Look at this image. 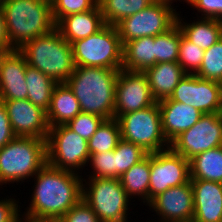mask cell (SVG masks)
<instances>
[{"mask_svg": "<svg viewBox=\"0 0 222 222\" xmlns=\"http://www.w3.org/2000/svg\"><path fill=\"white\" fill-rule=\"evenodd\" d=\"M32 198L21 217L60 220L82 199L83 176L45 164L34 176Z\"/></svg>", "mask_w": 222, "mask_h": 222, "instance_id": "1", "label": "cell"}, {"mask_svg": "<svg viewBox=\"0 0 222 222\" xmlns=\"http://www.w3.org/2000/svg\"><path fill=\"white\" fill-rule=\"evenodd\" d=\"M120 70L75 67L65 82L79 101L81 112L114 118L115 85Z\"/></svg>", "mask_w": 222, "mask_h": 222, "instance_id": "2", "label": "cell"}, {"mask_svg": "<svg viewBox=\"0 0 222 222\" xmlns=\"http://www.w3.org/2000/svg\"><path fill=\"white\" fill-rule=\"evenodd\" d=\"M9 43L14 49L55 28L51 0H0Z\"/></svg>", "mask_w": 222, "mask_h": 222, "instance_id": "3", "label": "cell"}, {"mask_svg": "<svg viewBox=\"0 0 222 222\" xmlns=\"http://www.w3.org/2000/svg\"><path fill=\"white\" fill-rule=\"evenodd\" d=\"M19 50L25 56L28 66L38 69L57 83H65L74 71L71 44L56 28L27 41Z\"/></svg>", "mask_w": 222, "mask_h": 222, "instance_id": "4", "label": "cell"}, {"mask_svg": "<svg viewBox=\"0 0 222 222\" xmlns=\"http://www.w3.org/2000/svg\"><path fill=\"white\" fill-rule=\"evenodd\" d=\"M46 163L45 139L15 137L0 149V185L34 178Z\"/></svg>", "mask_w": 222, "mask_h": 222, "instance_id": "5", "label": "cell"}, {"mask_svg": "<svg viewBox=\"0 0 222 222\" xmlns=\"http://www.w3.org/2000/svg\"><path fill=\"white\" fill-rule=\"evenodd\" d=\"M75 67L122 69L123 44L116 26L105 25L97 33L71 43Z\"/></svg>", "mask_w": 222, "mask_h": 222, "instance_id": "6", "label": "cell"}, {"mask_svg": "<svg viewBox=\"0 0 222 222\" xmlns=\"http://www.w3.org/2000/svg\"><path fill=\"white\" fill-rule=\"evenodd\" d=\"M82 183V200L101 222H129L128 208L131 201L119 179L87 178ZM88 184V185H87Z\"/></svg>", "mask_w": 222, "mask_h": 222, "instance_id": "7", "label": "cell"}, {"mask_svg": "<svg viewBox=\"0 0 222 222\" xmlns=\"http://www.w3.org/2000/svg\"><path fill=\"white\" fill-rule=\"evenodd\" d=\"M116 119L121 138L140 146L148 154L170 148L162 131L158 102L150 107L120 115Z\"/></svg>", "mask_w": 222, "mask_h": 222, "instance_id": "8", "label": "cell"}, {"mask_svg": "<svg viewBox=\"0 0 222 222\" xmlns=\"http://www.w3.org/2000/svg\"><path fill=\"white\" fill-rule=\"evenodd\" d=\"M47 164L80 174L89 163L88 141L66 124L50 127L46 139ZM78 170V171H77Z\"/></svg>", "mask_w": 222, "mask_h": 222, "instance_id": "9", "label": "cell"}, {"mask_svg": "<svg viewBox=\"0 0 222 222\" xmlns=\"http://www.w3.org/2000/svg\"><path fill=\"white\" fill-rule=\"evenodd\" d=\"M165 3H150L145 9L123 18L115 26L118 30L121 42L156 36L166 32L175 23L178 12Z\"/></svg>", "mask_w": 222, "mask_h": 222, "instance_id": "10", "label": "cell"}, {"mask_svg": "<svg viewBox=\"0 0 222 222\" xmlns=\"http://www.w3.org/2000/svg\"><path fill=\"white\" fill-rule=\"evenodd\" d=\"M222 145V113H206L191 128L177 136L170 148L190 160L201 152Z\"/></svg>", "mask_w": 222, "mask_h": 222, "instance_id": "11", "label": "cell"}, {"mask_svg": "<svg viewBox=\"0 0 222 222\" xmlns=\"http://www.w3.org/2000/svg\"><path fill=\"white\" fill-rule=\"evenodd\" d=\"M190 181L189 161L171 148L150 153L149 202L167 189Z\"/></svg>", "mask_w": 222, "mask_h": 222, "instance_id": "12", "label": "cell"}, {"mask_svg": "<svg viewBox=\"0 0 222 222\" xmlns=\"http://www.w3.org/2000/svg\"><path fill=\"white\" fill-rule=\"evenodd\" d=\"M169 99L194 107L203 114L222 113V84L186 74Z\"/></svg>", "mask_w": 222, "mask_h": 222, "instance_id": "13", "label": "cell"}, {"mask_svg": "<svg viewBox=\"0 0 222 222\" xmlns=\"http://www.w3.org/2000/svg\"><path fill=\"white\" fill-rule=\"evenodd\" d=\"M115 94L114 118L157 102L152 96L146 74L140 71L120 69Z\"/></svg>", "mask_w": 222, "mask_h": 222, "instance_id": "14", "label": "cell"}, {"mask_svg": "<svg viewBox=\"0 0 222 222\" xmlns=\"http://www.w3.org/2000/svg\"><path fill=\"white\" fill-rule=\"evenodd\" d=\"M3 101L12 130L16 137L47 139L49 125L47 112L28 99Z\"/></svg>", "mask_w": 222, "mask_h": 222, "instance_id": "15", "label": "cell"}, {"mask_svg": "<svg viewBox=\"0 0 222 222\" xmlns=\"http://www.w3.org/2000/svg\"><path fill=\"white\" fill-rule=\"evenodd\" d=\"M193 197V188L189 181L158 194L147 205L160 217L159 222L185 221L194 217Z\"/></svg>", "mask_w": 222, "mask_h": 222, "instance_id": "16", "label": "cell"}, {"mask_svg": "<svg viewBox=\"0 0 222 222\" xmlns=\"http://www.w3.org/2000/svg\"><path fill=\"white\" fill-rule=\"evenodd\" d=\"M27 61L19 49L10 50L0 67V100L27 99Z\"/></svg>", "mask_w": 222, "mask_h": 222, "instance_id": "17", "label": "cell"}, {"mask_svg": "<svg viewBox=\"0 0 222 222\" xmlns=\"http://www.w3.org/2000/svg\"><path fill=\"white\" fill-rule=\"evenodd\" d=\"M162 131L169 144L200 120L202 112L169 98L158 101Z\"/></svg>", "mask_w": 222, "mask_h": 222, "instance_id": "18", "label": "cell"}, {"mask_svg": "<svg viewBox=\"0 0 222 222\" xmlns=\"http://www.w3.org/2000/svg\"><path fill=\"white\" fill-rule=\"evenodd\" d=\"M190 181L194 196L193 219L198 222H222V183Z\"/></svg>", "mask_w": 222, "mask_h": 222, "instance_id": "19", "label": "cell"}, {"mask_svg": "<svg viewBox=\"0 0 222 222\" xmlns=\"http://www.w3.org/2000/svg\"><path fill=\"white\" fill-rule=\"evenodd\" d=\"M103 15L97 4L92 10L61 18L55 28L70 44L97 33L105 26Z\"/></svg>", "mask_w": 222, "mask_h": 222, "instance_id": "20", "label": "cell"}, {"mask_svg": "<svg viewBox=\"0 0 222 222\" xmlns=\"http://www.w3.org/2000/svg\"><path fill=\"white\" fill-rule=\"evenodd\" d=\"M146 74L153 98L158 102L169 98L181 79L187 74L178 62L156 63Z\"/></svg>", "mask_w": 222, "mask_h": 222, "instance_id": "21", "label": "cell"}, {"mask_svg": "<svg viewBox=\"0 0 222 222\" xmlns=\"http://www.w3.org/2000/svg\"><path fill=\"white\" fill-rule=\"evenodd\" d=\"M81 112L78 99L66 83H58L52 93L47 111L49 127L67 124Z\"/></svg>", "mask_w": 222, "mask_h": 222, "instance_id": "22", "label": "cell"}, {"mask_svg": "<svg viewBox=\"0 0 222 222\" xmlns=\"http://www.w3.org/2000/svg\"><path fill=\"white\" fill-rule=\"evenodd\" d=\"M176 22L182 34L203 50L209 49L222 38L221 20L200 17L197 21L188 24L181 19L180 14H177Z\"/></svg>", "mask_w": 222, "mask_h": 222, "instance_id": "23", "label": "cell"}, {"mask_svg": "<svg viewBox=\"0 0 222 222\" xmlns=\"http://www.w3.org/2000/svg\"><path fill=\"white\" fill-rule=\"evenodd\" d=\"M154 65V36L133 39L123 45L122 69L144 72Z\"/></svg>", "mask_w": 222, "mask_h": 222, "instance_id": "24", "label": "cell"}, {"mask_svg": "<svg viewBox=\"0 0 222 222\" xmlns=\"http://www.w3.org/2000/svg\"><path fill=\"white\" fill-rule=\"evenodd\" d=\"M190 180L222 183V145L189 160Z\"/></svg>", "mask_w": 222, "mask_h": 222, "instance_id": "25", "label": "cell"}, {"mask_svg": "<svg viewBox=\"0 0 222 222\" xmlns=\"http://www.w3.org/2000/svg\"><path fill=\"white\" fill-rule=\"evenodd\" d=\"M119 180L130 199L139 196L147 205L149 203L150 154L123 173Z\"/></svg>", "mask_w": 222, "mask_h": 222, "instance_id": "26", "label": "cell"}, {"mask_svg": "<svg viewBox=\"0 0 222 222\" xmlns=\"http://www.w3.org/2000/svg\"><path fill=\"white\" fill-rule=\"evenodd\" d=\"M25 80L28 88L27 99L47 112L51 104L53 90L58 83L38 69L28 65Z\"/></svg>", "mask_w": 222, "mask_h": 222, "instance_id": "27", "label": "cell"}, {"mask_svg": "<svg viewBox=\"0 0 222 222\" xmlns=\"http://www.w3.org/2000/svg\"><path fill=\"white\" fill-rule=\"evenodd\" d=\"M149 4L147 0H98L105 24L113 26L123 18L142 11Z\"/></svg>", "mask_w": 222, "mask_h": 222, "instance_id": "28", "label": "cell"}, {"mask_svg": "<svg viewBox=\"0 0 222 222\" xmlns=\"http://www.w3.org/2000/svg\"><path fill=\"white\" fill-rule=\"evenodd\" d=\"M120 139L118 120L116 118L104 120L95 134L88 140L89 154L114 150Z\"/></svg>", "mask_w": 222, "mask_h": 222, "instance_id": "29", "label": "cell"}, {"mask_svg": "<svg viewBox=\"0 0 222 222\" xmlns=\"http://www.w3.org/2000/svg\"><path fill=\"white\" fill-rule=\"evenodd\" d=\"M180 27L177 22L166 32L154 37L155 64L178 62Z\"/></svg>", "mask_w": 222, "mask_h": 222, "instance_id": "30", "label": "cell"}, {"mask_svg": "<svg viewBox=\"0 0 222 222\" xmlns=\"http://www.w3.org/2000/svg\"><path fill=\"white\" fill-rule=\"evenodd\" d=\"M147 154L140 146L121 138L114 149L115 179H119Z\"/></svg>", "mask_w": 222, "mask_h": 222, "instance_id": "31", "label": "cell"}, {"mask_svg": "<svg viewBox=\"0 0 222 222\" xmlns=\"http://www.w3.org/2000/svg\"><path fill=\"white\" fill-rule=\"evenodd\" d=\"M195 75L222 84V38L205 50L202 64Z\"/></svg>", "mask_w": 222, "mask_h": 222, "instance_id": "32", "label": "cell"}, {"mask_svg": "<svg viewBox=\"0 0 222 222\" xmlns=\"http://www.w3.org/2000/svg\"><path fill=\"white\" fill-rule=\"evenodd\" d=\"M204 52L201 47L190 42L180 29L178 64L187 74H195L199 70Z\"/></svg>", "mask_w": 222, "mask_h": 222, "instance_id": "33", "label": "cell"}, {"mask_svg": "<svg viewBox=\"0 0 222 222\" xmlns=\"http://www.w3.org/2000/svg\"><path fill=\"white\" fill-rule=\"evenodd\" d=\"M98 0H51L52 17L55 24L63 17L92 10Z\"/></svg>", "mask_w": 222, "mask_h": 222, "instance_id": "34", "label": "cell"}, {"mask_svg": "<svg viewBox=\"0 0 222 222\" xmlns=\"http://www.w3.org/2000/svg\"><path fill=\"white\" fill-rule=\"evenodd\" d=\"M89 161L93 171L88 178H115L114 150L91 154Z\"/></svg>", "mask_w": 222, "mask_h": 222, "instance_id": "35", "label": "cell"}, {"mask_svg": "<svg viewBox=\"0 0 222 222\" xmlns=\"http://www.w3.org/2000/svg\"><path fill=\"white\" fill-rule=\"evenodd\" d=\"M104 120V118L98 115L80 112L66 125L75 133L88 141L95 134L98 127Z\"/></svg>", "mask_w": 222, "mask_h": 222, "instance_id": "36", "label": "cell"}, {"mask_svg": "<svg viewBox=\"0 0 222 222\" xmlns=\"http://www.w3.org/2000/svg\"><path fill=\"white\" fill-rule=\"evenodd\" d=\"M60 222H101L92 208L84 201L80 200L64 216Z\"/></svg>", "mask_w": 222, "mask_h": 222, "instance_id": "37", "label": "cell"}, {"mask_svg": "<svg viewBox=\"0 0 222 222\" xmlns=\"http://www.w3.org/2000/svg\"><path fill=\"white\" fill-rule=\"evenodd\" d=\"M190 5L202 13L201 18L222 21V0H192Z\"/></svg>", "mask_w": 222, "mask_h": 222, "instance_id": "38", "label": "cell"}, {"mask_svg": "<svg viewBox=\"0 0 222 222\" xmlns=\"http://www.w3.org/2000/svg\"><path fill=\"white\" fill-rule=\"evenodd\" d=\"M18 203L19 201L14 198L0 199V222H20L21 214L19 212L21 206Z\"/></svg>", "mask_w": 222, "mask_h": 222, "instance_id": "39", "label": "cell"}, {"mask_svg": "<svg viewBox=\"0 0 222 222\" xmlns=\"http://www.w3.org/2000/svg\"><path fill=\"white\" fill-rule=\"evenodd\" d=\"M12 130L6 107L3 101H0V149L15 138Z\"/></svg>", "mask_w": 222, "mask_h": 222, "instance_id": "40", "label": "cell"}, {"mask_svg": "<svg viewBox=\"0 0 222 222\" xmlns=\"http://www.w3.org/2000/svg\"><path fill=\"white\" fill-rule=\"evenodd\" d=\"M0 46L6 48H13L9 43V38L7 35V29L5 24L4 12L0 2Z\"/></svg>", "mask_w": 222, "mask_h": 222, "instance_id": "41", "label": "cell"}, {"mask_svg": "<svg viewBox=\"0 0 222 222\" xmlns=\"http://www.w3.org/2000/svg\"><path fill=\"white\" fill-rule=\"evenodd\" d=\"M20 222H55V220L35 219V218H31V217H22V218H20Z\"/></svg>", "mask_w": 222, "mask_h": 222, "instance_id": "42", "label": "cell"}, {"mask_svg": "<svg viewBox=\"0 0 222 222\" xmlns=\"http://www.w3.org/2000/svg\"><path fill=\"white\" fill-rule=\"evenodd\" d=\"M14 48H6L4 46H0V67L3 61V58L6 56V54L10 51L13 50Z\"/></svg>", "mask_w": 222, "mask_h": 222, "instance_id": "43", "label": "cell"}, {"mask_svg": "<svg viewBox=\"0 0 222 222\" xmlns=\"http://www.w3.org/2000/svg\"><path fill=\"white\" fill-rule=\"evenodd\" d=\"M176 0H160L161 3H165V4H168L170 6H172V2H174ZM180 1V0H178ZM186 3L190 4L192 0H184Z\"/></svg>", "mask_w": 222, "mask_h": 222, "instance_id": "44", "label": "cell"}, {"mask_svg": "<svg viewBox=\"0 0 222 222\" xmlns=\"http://www.w3.org/2000/svg\"><path fill=\"white\" fill-rule=\"evenodd\" d=\"M178 222H198L195 219L185 220V221H178Z\"/></svg>", "mask_w": 222, "mask_h": 222, "instance_id": "45", "label": "cell"}, {"mask_svg": "<svg viewBox=\"0 0 222 222\" xmlns=\"http://www.w3.org/2000/svg\"><path fill=\"white\" fill-rule=\"evenodd\" d=\"M147 1H149L150 3H159L160 2V0H147Z\"/></svg>", "mask_w": 222, "mask_h": 222, "instance_id": "46", "label": "cell"}]
</instances>
